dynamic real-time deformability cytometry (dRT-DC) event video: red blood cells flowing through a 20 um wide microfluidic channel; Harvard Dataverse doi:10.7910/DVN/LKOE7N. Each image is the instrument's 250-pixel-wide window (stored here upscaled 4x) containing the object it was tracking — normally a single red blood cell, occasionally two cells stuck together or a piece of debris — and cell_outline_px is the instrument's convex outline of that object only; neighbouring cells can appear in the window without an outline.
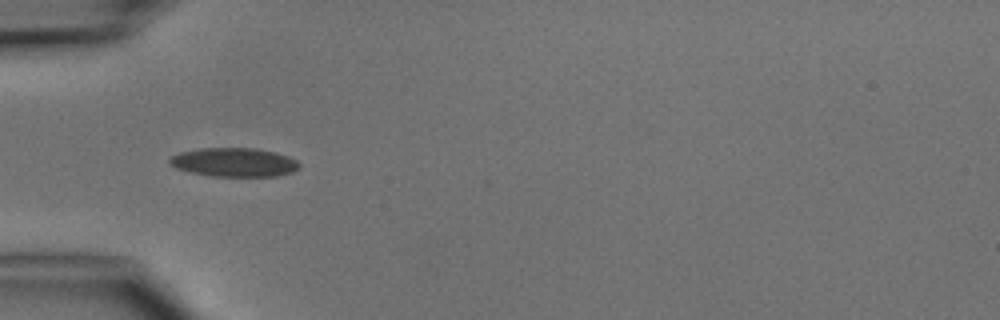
{"species": "common noctule bat (a hibernating species)", "species_latin": "Nyctalus noctula", "temperature_condition": "cold", "stored_images_in_passage": 7, "camera_frame_rate_fps": 3000, "um_per_image_px": 0.085, "animal": {"sex": "male", "body_mass_g": 15.6}, "frame": {"image": 1, "passage_image": 5, "time_ms": 4.667, "image_size_px": [1000, 320], "cell_outline_px": [[300, 168], [292, 172], [276, 176], [212, 176], [192, 172], [176, 168], [168, 164], [168, 156], [180, 152], [200, 148], [256, 148], [276, 152], [288, 156], [296, 160], [300, 164]], "centroid_in_image_um": [19.88, 13.78], "position_along_channel_um": 65.1, "area_um2": 21.96}}
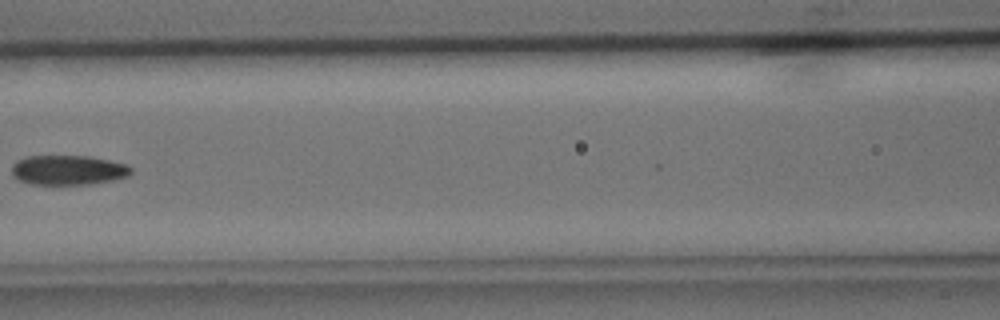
{"frame": {"image": 2, "passage_image": 7, "time_ms": 7.0, "image_size_px": [1000, 320], "cell_outline_px": [[132, 172], [128, 176], [112, 180], [88, 184], [28, 184], [16, 180], [12, 176], [12, 164], [16, 160], [24, 156], [88, 156], [128, 164], [132, 168]], "centroid_in_image_um": [5.74, 14.45], "position_along_channel_um": 160.9, "area_um2": 20.87}}